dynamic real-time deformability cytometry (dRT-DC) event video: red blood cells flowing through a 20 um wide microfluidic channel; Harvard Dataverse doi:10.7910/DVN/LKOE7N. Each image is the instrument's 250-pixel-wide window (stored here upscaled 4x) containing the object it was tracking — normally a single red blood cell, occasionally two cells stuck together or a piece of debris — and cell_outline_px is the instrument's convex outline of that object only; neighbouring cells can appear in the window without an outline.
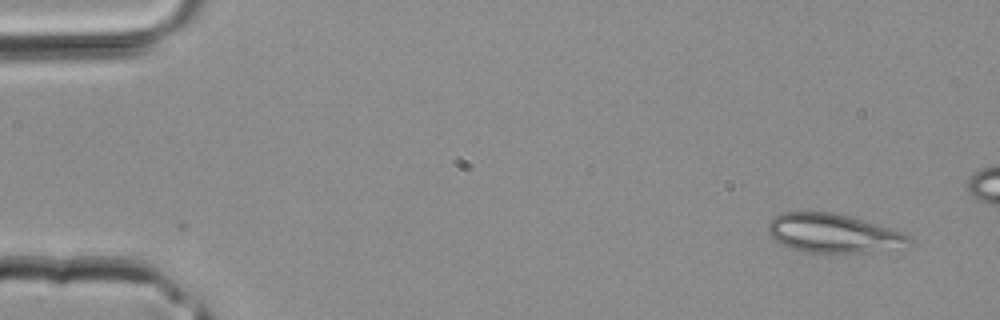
{"species": "common noctule bat (a hibernating species)", "species_latin": "Nyctalus noctula", "temperature_condition": "room temperature", "stored_images_in_passage": 2, "camera_frame_rate_fps": 3000, "um_per_image_px": 0.085, "animal": {"sex": "male", "body_mass_g": 20.4}, "frame": {"image": 1, "passage_image": 1, "time_ms": 0.0, "image_size_px": [1000, 320], "cell_outline_px": [[912, 244], [908, 248], [860, 252], [804, 252], [780, 244], [768, 232], [768, 224], [772, 216], [784, 212], [832, 212], [848, 216], [876, 224], [900, 232], [908, 236], [912, 240]], "centroid_in_image_um": [70.83, 19.83], "position_along_channel_um": 14.2, "area_um2": 31.79}}